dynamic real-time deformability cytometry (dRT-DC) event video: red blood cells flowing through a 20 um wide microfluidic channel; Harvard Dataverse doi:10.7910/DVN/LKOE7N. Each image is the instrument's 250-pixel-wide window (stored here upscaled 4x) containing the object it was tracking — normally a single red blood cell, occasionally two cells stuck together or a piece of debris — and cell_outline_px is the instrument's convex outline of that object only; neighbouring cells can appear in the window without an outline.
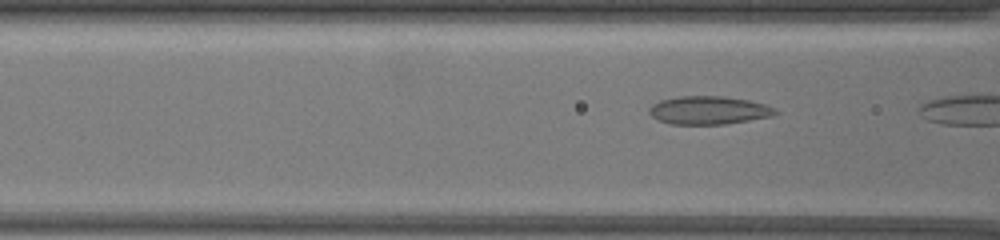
{"species": "common noctule bat (a hibernating species)", "species_latin": "Nyctalus noctula", "temperature_condition": "warm", "stored_images_in_passage": 6, "camera_frame_rate_fps": 3000, "um_per_image_px": 0.085, "animal": {"sex": "female", "body_mass_g": 19.5, "forearm_length_mm": 54.1}, "frame": {"image": 1, "passage_image": 5, "time_ms": 1.333, "image_size_px": [1000, 240], "cell_outline_px": [[780, 112], [772, 116], [724, 124], [672, 124], [660, 120], [652, 116], [648, 112], [648, 108], [652, 104], [660, 100], [680, 96], [724, 96], [748, 100], [764, 104], [776, 108]], "centroid_in_image_um": [60.25, 9.36], "position_along_channel_um": 106.4, "area_um2": 20.69}}